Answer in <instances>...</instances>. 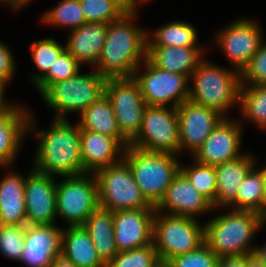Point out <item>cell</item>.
I'll return each instance as SVG.
<instances>
[{
    "mask_svg": "<svg viewBox=\"0 0 266 267\" xmlns=\"http://www.w3.org/2000/svg\"><path fill=\"white\" fill-rule=\"evenodd\" d=\"M136 9L131 7L118 20L108 24L106 41L96 63V71L107 78L133 77L139 63L147 59L149 34L131 22Z\"/></svg>",
    "mask_w": 266,
    "mask_h": 267,
    "instance_id": "cell-1",
    "label": "cell"
},
{
    "mask_svg": "<svg viewBox=\"0 0 266 267\" xmlns=\"http://www.w3.org/2000/svg\"><path fill=\"white\" fill-rule=\"evenodd\" d=\"M39 144L34 169L48 175L83 174L81 129L72 127L68 119H54L48 131H39Z\"/></svg>",
    "mask_w": 266,
    "mask_h": 267,
    "instance_id": "cell-2",
    "label": "cell"
},
{
    "mask_svg": "<svg viewBox=\"0 0 266 267\" xmlns=\"http://www.w3.org/2000/svg\"><path fill=\"white\" fill-rule=\"evenodd\" d=\"M265 222L260 213L233 209L206 223L205 243L219 258L251 254L249 243Z\"/></svg>",
    "mask_w": 266,
    "mask_h": 267,
    "instance_id": "cell-3",
    "label": "cell"
},
{
    "mask_svg": "<svg viewBox=\"0 0 266 267\" xmlns=\"http://www.w3.org/2000/svg\"><path fill=\"white\" fill-rule=\"evenodd\" d=\"M176 155L152 152L128 145L123 159L131 169L136 185L146 200L157 206L164 198L171 181L180 171Z\"/></svg>",
    "mask_w": 266,
    "mask_h": 267,
    "instance_id": "cell-4",
    "label": "cell"
},
{
    "mask_svg": "<svg viewBox=\"0 0 266 267\" xmlns=\"http://www.w3.org/2000/svg\"><path fill=\"white\" fill-rule=\"evenodd\" d=\"M191 77L194 81L193 89H189L191 101L216 110L224 117L229 107L239 103V71L225 70L202 59Z\"/></svg>",
    "mask_w": 266,
    "mask_h": 267,
    "instance_id": "cell-5",
    "label": "cell"
},
{
    "mask_svg": "<svg viewBox=\"0 0 266 267\" xmlns=\"http://www.w3.org/2000/svg\"><path fill=\"white\" fill-rule=\"evenodd\" d=\"M204 243L205 225L201 227L196 218L155 211L153 244L160 261L192 252Z\"/></svg>",
    "mask_w": 266,
    "mask_h": 267,
    "instance_id": "cell-6",
    "label": "cell"
},
{
    "mask_svg": "<svg viewBox=\"0 0 266 267\" xmlns=\"http://www.w3.org/2000/svg\"><path fill=\"white\" fill-rule=\"evenodd\" d=\"M107 77L93 71L51 84L41 95L45 102L57 112L56 119H67V112L86 110L105 94Z\"/></svg>",
    "mask_w": 266,
    "mask_h": 267,
    "instance_id": "cell-7",
    "label": "cell"
},
{
    "mask_svg": "<svg viewBox=\"0 0 266 267\" xmlns=\"http://www.w3.org/2000/svg\"><path fill=\"white\" fill-rule=\"evenodd\" d=\"M98 184L99 206L104 210L156 209L136 185L124 159L94 172Z\"/></svg>",
    "mask_w": 266,
    "mask_h": 267,
    "instance_id": "cell-8",
    "label": "cell"
},
{
    "mask_svg": "<svg viewBox=\"0 0 266 267\" xmlns=\"http://www.w3.org/2000/svg\"><path fill=\"white\" fill-rule=\"evenodd\" d=\"M170 108L147 106L140 131L130 145L146 151L177 155L180 148L179 118L177 108Z\"/></svg>",
    "mask_w": 266,
    "mask_h": 267,
    "instance_id": "cell-9",
    "label": "cell"
},
{
    "mask_svg": "<svg viewBox=\"0 0 266 267\" xmlns=\"http://www.w3.org/2000/svg\"><path fill=\"white\" fill-rule=\"evenodd\" d=\"M88 175L65 176L64 181L56 184L57 215L66 219L70 226L84 225L100 207L96 177L94 173L92 178Z\"/></svg>",
    "mask_w": 266,
    "mask_h": 267,
    "instance_id": "cell-10",
    "label": "cell"
},
{
    "mask_svg": "<svg viewBox=\"0 0 266 267\" xmlns=\"http://www.w3.org/2000/svg\"><path fill=\"white\" fill-rule=\"evenodd\" d=\"M105 95L110 100L121 134L131 142L139 133L147 107L134 77H109Z\"/></svg>",
    "mask_w": 266,
    "mask_h": 267,
    "instance_id": "cell-11",
    "label": "cell"
},
{
    "mask_svg": "<svg viewBox=\"0 0 266 267\" xmlns=\"http://www.w3.org/2000/svg\"><path fill=\"white\" fill-rule=\"evenodd\" d=\"M145 72L139 75L138 69L133 77L137 81L147 106H166L177 108L189 99V77L161 70L148 59L144 60Z\"/></svg>",
    "mask_w": 266,
    "mask_h": 267,
    "instance_id": "cell-12",
    "label": "cell"
},
{
    "mask_svg": "<svg viewBox=\"0 0 266 267\" xmlns=\"http://www.w3.org/2000/svg\"><path fill=\"white\" fill-rule=\"evenodd\" d=\"M177 113L179 118V153L181 150L188 149L194 154L224 118L216 110L197 104L190 99L177 107Z\"/></svg>",
    "mask_w": 266,
    "mask_h": 267,
    "instance_id": "cell-13",
    "label": "cell"
},
{
    "mask_svg": "<svg viewBox=\"0 0 266 267\" xmlns=\"http://www.w3.org/2000/svg\"><path fill=\"white\" fill-rule=\"evenodd\" d=\"M218 34L216 44H220L219 47L234 64L235 71L237 69L240 73L263 43L259 26L248 19L234 21Z\"/></svg>",
    "mask_w": 266,
    "mask_h": 267,
    "instance_id": "cell-14",
    "label": "cell"
},
{
    "mask_svg": "<svg viewBox=\"0 0 266 267\" xmlns=\"http://www.w3.org/2000/svg\"><path fill=\"white\" fill-rule=\"evenodd\" d=\"M56 182L35 169L25 183L26 224L51 225L57 216Z\"/></svg>",
    "mask_w": 266,
    "mask_h": 267,
    "instance_id": "cell-15",
    "label": "cell"
},
{
    "mask_svg": "<svg viewBox=\"0 0 266 267\" xmlns=\"http://www.w3.org/2000/svg\"><path fill=\"white\" fill-rule=\"evenodd\" d=\"M156 209H127L113 212L117 251H129L153 243Z\"/></svg>",
    "mask_w": 266,
    "mask_h": 267,
    "instance_id": "cell-16",
    "label": "cell"
},
{
    "mask_svg": "<svg viewBox=\"0 0 266 267\" xmlns=\"http://www.w3.org/2000/svg\"><path fill=\"white\" fill-rule=\"evenodd\" d=\"M240 128L239 123L224 117L202 146L192 154L194 160L204 165L217 166L244 155L239 153L242 135Z\"/></svg>",
    "mask_w": 266,
    "mask_h": 267,
    "instance_id": "cell-17",
    "label": "cell"
},
{
    "mask_svg": "<svg viewBox=\"0 0 266 267\" xmlns=\"http://www.w3.org/2000/svg\"><path fill=\"white\" fill-rule=\"evenodd\" d=\"M64 230L51 225H27L21 262L30 267H50L61 254Z\"/></svg>",
    "mask_w": 266,
    "mask_h": 267,
    "instance_id": "cell-18",
    "label": "cell"
},
{
    "mask_svg": "<svg viewBox=\"0 0 266 267\" xmlns=\"http://www.w3.org/2000/svg\"><path fill=\"white\" fill-rule=\"evenodd\" d=\"M156 211L170 210V215L195 218L212 210V204L197 191L187 177L179 171L169 185L164 198L155 207Z\"/></svg>",
    "mask_w": 266,
    "mask_h": 267,
    "instance_id": "cell-19",
    "label": "cell"
},
{
    "mask_svg": "<svg viewBox=\"0 0 266 267\" xmlns=\"http://www.w3.org/2000/svg\"><path fill=\"white\" fill-rule=\"evenodd\" d=\"M80 139L83 174L94 173L100 168L113 165L123 159L122 153H124L125 146L117 138L81 130ZM119 151H121V158L117 161L116 155Z\"/></svg>",
    "mask_w": 266,
    "mask_h": 267,
    "instance_id": "cell-20",
    "label": "cell"
},
{
    "mask_svg": "<svg viewBox=\"0 0 266 267\" xmlns=\"http://www.w3.org/2000/svg\"><path fill=\"white\" fill-rule=\"evenodd\" d=\"M29 115L25 108L14 104L0 114V165L8 166L14 161L23 136L36 128Z\"/></svg>",
    "mask_w": 266,
    "mask_h": 267,
    "instance_id": "cell-21",
    "label": "cell"
},
{
    "mask_svg": "<svg viewBox=\"0 0 266 267\" xmlns=\"http://www.w3.org/2000/svg\"><path fill=\"white\" fill-rule=\"evenodd\" d=\"M108 23L88 22L71 30L66 50L80 63L95 64L107 37Z\"/></svg>",
    "mask_w": 266,
    "mask_h": 267,
    "instance_id": "cell-22",
    "label": "cell"
},
{
    "mask_svg": "<svg viewBox=\"0 0 266 267\" xmlns=\"http://www.w3.org/2000/svg\"><path fill=\"white\" fill-rule=\"evenodd\" d=\"M255 159L250 155H242L239 158L215 166L217 196L212 205L230 206L238 195V190L248 172L254 167Z\"/></svg>",
    "mask_w": 266,
    "mask_h": 267,
    "instance_id": "cell-23",
    "label": "cell"
},
{
    "mask_svg": "<svg viewBox=\"0 0 266 267\" xmlns=\"http://www.w3.org/2000/svg\"><path fill=\"white\" fill-rule=\"evenodd\" d=\"M203 49L182 46H147V59L157 68L190 77L202 59Z\"/></svg>",
    "mask_w": 266,
    "mask_h": 267,
    "instance_id": "cell-24",
    "label": "cell"
},
{
    "mask_svg": "<svg viewBox=\"0 0 266 267\" xmlns=\"http://www.w3.org/2000/svg\"><path fill=\"white\" fill-rule=\"evenodd\" d=\"M25 183L14 173L0 181V225L26 224Z\"/></svg>",
    "mask_w": 266,
    "mask_h": 267,
    "instance_id": "cell-25",
    "label": "cell"
},
{
    "mask_svg": "<svg viewBox=\"0 0 266 267\" xmlns=\"http://www.w3.org/2000/svg\"><path fill=\"white\" fill-rule=\"evenodd\" d=\"M61 254L78 267H106L83 225H69V228L64 230Z\"/></svg>",
    "mask_w": 266,
    "mask_h": 267,
    "instance_id": "cell-26",
    "label": "cell"
},
{
    "mask_svg": "<svg viewBox=\"0 0 266 267\" xmlns=\"http://www.w3.org/2000/svg\"><path fill=\"white\" fill-rule=\"evenodd\" d=\"M80 129L105 134L117 138L125 148L130 142L121 134L114 109L104 94L99 100L93 102L80 114Z\"/></svg>",
    "mask_w": 266,
    "mask_h": 267,
    "instance_id": "cell-27",
    "label": "cell"
},
{
    "mask_svg": "<svg viewBox=\"0 0 266 267\" xmlns=\"http://www.w3.org/2000/svg\"><path fill=\"white\" fill-rule=\"evenodd\" d=\"M113 212L98 208L84 223L100 259L107 264L118 253L114 240Z\"/></svg>",
    "mask_w": 266,
    "mask_h": 267,
    "instance_id": "cell-28",
    "label": "cell"
},
{
    "mask_svg": "<svg viewBox=\"0 0 266 267\" xmlns=\"http://www.w3.org/2000/svg\"><path fill=\"white\" fill-rule=\"evenodd\" d=\"M253 167L238 190L237 199L231 204L235 210H250L264 217L265 188L261 172Z\"/></svg>",
    "mask_w": 266,
    "mask_h": 267,
    "instance_id": "cell-29",
    "label": "cell"
},
{
    "mask_svg": "<svg viewBox=\"0 0 266 267\" xmlns=\"http://www.w3.org/2000/svg\"><path fill=\"white\" fill-rule=\"evenodd\" d=\"M197 32L188 22L173 21L154 32V40H147V46L198 47Z\"/></svg>",
    "mask_w": 266,
    "mask_h": 267,
    "instance_id": "cell-30",
    "label": "cell"
},
{
    "mask_svg": "<svg viewBox=\"0 0 266 267\" xmlns=\"http://www.w3.org/2000/svg\"><path fill=\"white\" fill-rule=\"evenodd\" d=\"M239 105L243 117L266 129V85H240Z\"/></svg>",
    "mask_w": 266,
    "mask_h": 267,
    "instance_id": "cell-31",
    "label": "cell"
},
{
    "mask_svg": "<svg viewBox=\"0 0 266 267\" xmlns=\"http://www.w3.org/2000/svg\"><path fill=\"white\" fill-rule=\"evenodd\" d=\"M87 22L110 23L131 7L124 0H79Z\"/></svg>",
    "mask_w": 266,
    "mask_h": 267,
    "instance_id": "cell-32",
    "label": "cell"
},
{
    "mask_svg": "<svg viewBox=\"0 0 266 267\" xmlns=\"http://www.w3.org/2000/svg\"><path fill=\"white\" fill-rule=\"evenodd\" d=\"M194 163L191 168L180 166V171L187 177L193 187L213 205L217 196L215 166L204 165L196 160Z\"/></svg>",
    "mask_w": 266,
    "mask_h": 267,
    "instance_id": "cell-33",
    "label": "cell"
},
{
    "mask_svg": "<svg viewBox=\"0 0 266 267\" xmlns=\"http://www.w3.org/2000/svg\"><path fill=\"white\" fill-rule=\"evenodd\" d=\"M43 20L55 26H67L71 30L88 23L79 0H62L58 6L47 12Z\"/></svg>",
    "mask_w": 266,
    "mask_h": 267,
    "instance_id": "cell-34",
    "label": "cell"
},
{
    "mask_svg": "<svg viewBox=\"0 0 266 267\" xmlns=\"http://www.w3.org/2000/svg\"><path fill=\"white\" fill-rule=\"evenodd\" d=\"M32 59L41 75H35V84L49 71L57 58L66 50V46L60 45L54 39L46 38L32 43Z\"/></svg>",
    "mask_w": 266,
    "mask_h": 267,
    "instance_id": "cell-35",
    "label": "cell"
},
{
    "mask_svg": "<svg viewBox=\"0 0 266 267\" xmlns=\"http://www.w3.org/2000/svg\"><path fill=\"white\" fill-rule=\"evenodd\" d=\"M81 64L65 50L55 61L53 67L35 84L42 94L51 84L69 79L79 73Z\"/></svg>",
    "mask_w": 266,
    "mask_h": 267,
    "instance_id": "cell-36",
    "label": "cell"
},
{
    "mask_svg": "<svg viewBox=\"0 0 266 267\" xmlns=\"http://www.w3.org/2000/svg\"><path fill=\"white\" fill-rule=\"evenodd\" d=\"M159 261L154 244L151 243L141 248L118 252L106 267H155Z\"/></svg>",
    "mask_w": 266,
    "mask_h": 267,
    "instance_id": "cell-37",
    "label": "cell"
},
{
    "mask_svg": "<svg viewBox=\"0 0 266 267\" xmlns=\"http://www.w3.org/2000/svg\"><path fill=\"white\" fill-rule=\"evenodd\" d=\"M27 224L0 225V252L9 259L19 260L24 250Z\"/></svg>",
    "mask_w": 266,
    "mask_h": 267,
    "instance_id": "cell-38",
    "label": "cell"
},
{
    "mask_svg": "<svg viewBox=\"0 0 266 267\" xmlns=\"http://www.w3.org/2000/svg\"><path fill=\"white\" fill-rule=\"evenodd\" d=\"M219 257L204 243L198 249L167 261L171 267H217Z\"/></svg>",
    "mask_w": 266,
    "mask_h": 267,
    "instance_id": "cell-39",
    "label": "cell"
},
{
    "mask_svg": "<svg viewBox=\"0 0 266 267\" xmlns=\"http://www.w3.org/2000/svg\"><path fill=\"white\" fill-rule=\"evenodd\" d=\"M241 84L266 85V44H261L249 64L240 73Z\"/></svg>",
    "mask_w": 266,
    "mask_h": 267,
    "instance_id": "cell-40",
    "label": "cell"
},
{
    "mask_svg": "<svg viewBox=\"0 0 266 267\" xmlns=\"http://www.w3.org/2000/svg\"><path fill=\"white\" fill-rule=\"evenodd\" d=\"M14 63L10 50L5 44L0 42V80L5 84L14 75Z\"/></svg>",
    "mask_w": 266,
    "mask_h": 267,
    "instance_id": "cell-41",
    "label": "cell"
},
{
    "mask_svg": "<svg viewBox=\"0 0 266 267\" xmlns=\"http://www.w3.org/2000/svg\"><path fill=\"white\" fill-rule=\"evenodd\" d=\"M217 267H247V255L219 258Z\"/></svg>",
    "mask_w": 266,
    "mask_h": 267,
    "instance_id": "cell-42",
    "label": "cell"
},
{
    "mask_svg": "<svg viewBox=\"0 0 266 267\" xmlns=\"http://www.w3.org/2000/svg\"><path fill=\"white\" fill-rule=\"evenodd\" d=\"M50 267H78L72 261L64 257L62 254L58 255L50 265Z\"/></svg>",
    "mask_w": 266,
    "mask_h": 267,
    "instance_id": "cell-43",
    "label": "cell"
},
{
    "mask_svg": "<svg viewBox=\"0 0 266 267\" xmlns=\"http://www.w3.org/2000/svg\"><path fill=\"white\" fill-rule=\"evenodd\" d=\"M5 86V83L0 80V114L8 111L12 107L11 104H7L6 102H4L3 94L5 91Z\"/></svg>",
    "mask_w": 266,
    "mask_h": 267,
    "instance_id": "cell-44",
    "label": "cell"
},
{
    "mask_svg": "<svg viewBox=\"0 0 266 267\" xmlns=\"http://www.w3.org/2000/svg\"><path fill=\"white\" fill-rule=\"evenodd\" d=\"M247 267H266V264L251 253L247 255Z\"/></svg>",
    "mask_w": 266,
    "mask_h": 267,
    "instance_id": "cell-45",
    "label": "cell"
},
{
    "mask_svg": "<svg viewBox=\"0 0 266 267\" xmlns=\"http://www.w3.org/2000/svg\"><path fill=\"white\" fill-rule=\"evenodd\" d=\"M253 255L266 264V245L263 247H254Z\"/></svg>",
    "mask_w": 266,
    "mask_h": 267,
    "instance_id": "cell-46",
    "label": "cell"
},
{
    "mask_svg": "<svg viewBox=\"0 0 266 267\" xmlns=\"http://www.w3.org/2000/svg\"><path fill=\"white\" fill-rule=\"evenodd\" d=\"M5 1L6 3H9L14 9L21 8L25 6V4L28 3L30 0H1Z\"/></svg>",
    "mask_w": 266,
    "mask_h": 267,
    "instance_id": "cell-47",
    "label": "cell"
},
{
    "mask_svg": "<svg viewBox=\"0 0 266 267\" xmlns=\"http://www.w3.org/2000/svg\"><path fill=\"white\" fill-rule=\"evenodd\" d=\"M261 172V176L263 179L264 183V188H265V194H264V218L266 219V167L259 169Z\"/></svg>",
    "mask_w": 266,
    "mask_h": 267,
    "instance_id": "cell-48",
    "label": "cell"
},
{
    "mask_svg": "<svg viewBox=\"0 0 266 267\" xmlns=\"http://www.w3.org/2000/svg\"><path fill=\"white\" fill-rule=\"evenodd\" d=\"M130 7H137L139 4V0H124Z\"/></svg>",
    "mask_w": 266,
    "mask_h": 267,
    "instance_id": "cell-49",
    "label": "cell"
},
{
    "mask_svg": "<svg viewBox=\"0 0 266 267\" xmlns=\"http://www.w3.org/2000/svg\"><path fill=\"white\" fill-rule=\"evenodd\" d=\"M155 267H171L167 262L159 261Z\"/></svg>",
    "mask_w": 266,
    "mask_h": 267,
    "instance_id": "cell-50",
    "label": "cell"
}]
</instances>
